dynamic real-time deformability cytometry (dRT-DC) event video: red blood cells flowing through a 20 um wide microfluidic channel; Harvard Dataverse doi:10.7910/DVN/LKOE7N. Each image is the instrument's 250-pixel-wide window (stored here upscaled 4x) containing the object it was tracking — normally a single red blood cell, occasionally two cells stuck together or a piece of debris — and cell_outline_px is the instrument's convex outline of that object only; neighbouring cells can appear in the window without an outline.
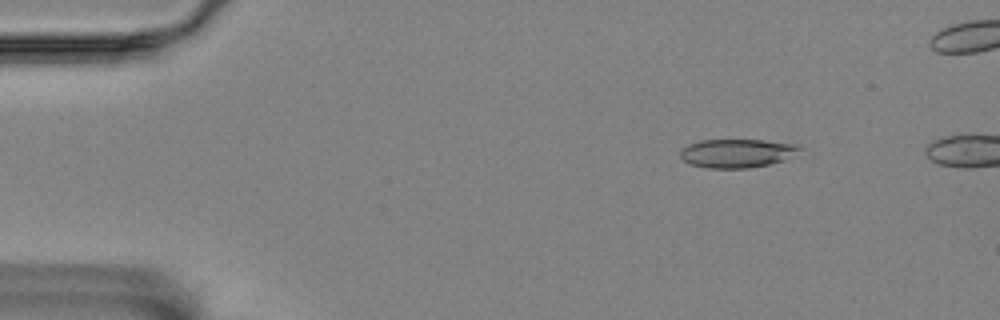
{"species": "Egyptian fruit bat (a non-hibernating species)", "species_latin": "Rousettus aegyptiacus", "temperature_condition": "room temperature", "stored_images_in_passage": 7, "camera_frame_rate_fps": 3000, "um_per_image_px": 0.085, "animal": {"sex": "female"}, "frame": {"image": 1, "passage_image": 2, "time_ms": 0.333, "image_size_px": [1000, 320], "cell_outline_px": [[800, 148], [780, 160], [768, 164], [748, 168], [708, 168], [692, 164], [684, 160], [680, 156], [680, 148], [688, 144], [700, 140], [764, 140], [800, 144]], "centroid_in_image_um": [62.55, 13.01], "position_along_channel_um": 22.5, "area_um2": 19.54}}
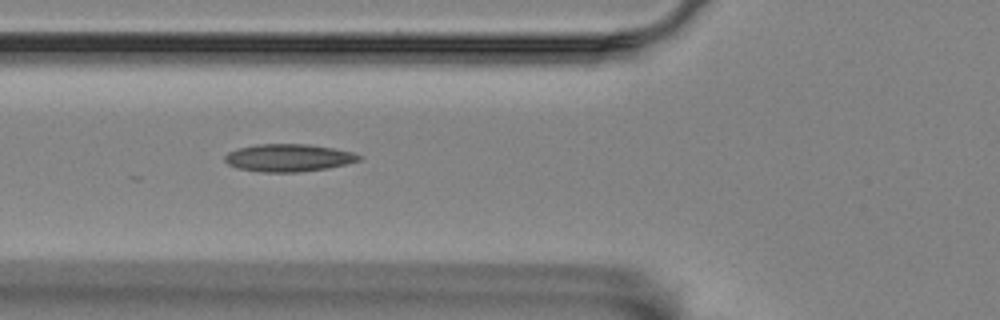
{"frame": {"image": 2, "passage_image": 6, "time_ms": 1.667, "image_size_px": [1000, 320], "cell_outline_px": [[364, 156], [360, 160], [328, 168], [296, 172], [260, 172], [240, 168], [228, 164], [224, 160], [224, 156], [228, 152], [236, 148], [256, 144], [308, 144], [332, 148], [352, 152]], "centroid_in_image_um": [24.5, 13.4], "position_along_channel_um": 101.3, "area_um2": 21.5}}
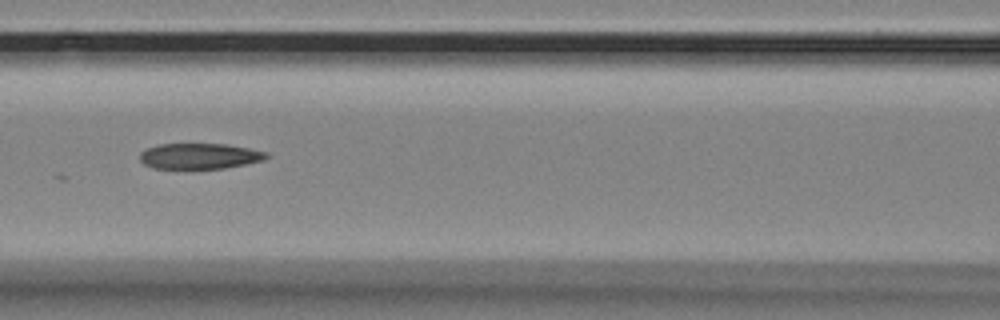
{"frame": {"image": 3, "passage_image": 7, "time_ms": 2.0, "image_size_px": [1000, 320], "cell_outline_px": [[268, 156], [264, 160], [224, 168], [152, 168], [144, 164], [140, 160], [140, 152], [148, 148], [160, 144], [228, 144], [248, 148], [264, 152]], "centroid_in_image_um": [16.93, 13.26], "position_along_channel_um": 149.7, "area_um2": 18.67}}